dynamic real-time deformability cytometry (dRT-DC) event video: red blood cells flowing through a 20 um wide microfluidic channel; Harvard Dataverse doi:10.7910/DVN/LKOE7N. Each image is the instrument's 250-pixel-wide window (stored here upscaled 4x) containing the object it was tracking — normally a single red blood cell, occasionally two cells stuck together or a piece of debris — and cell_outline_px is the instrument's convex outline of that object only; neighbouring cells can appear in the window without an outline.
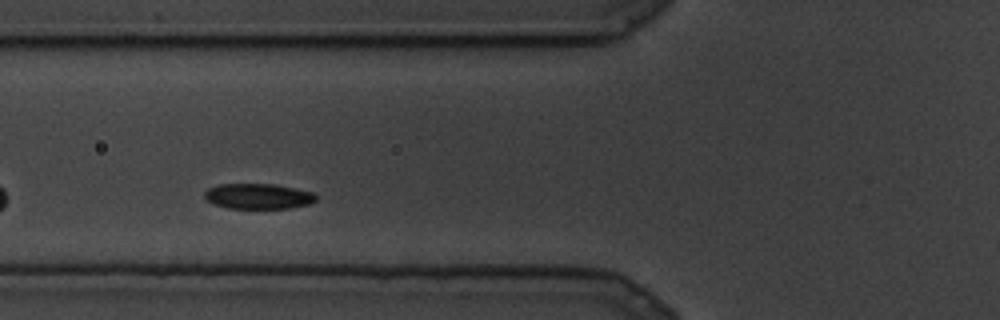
{"species": "common noctule bat (a hibernating species)", "species_latin": "Nyctalus noctula", "temperature_condition": "cold", "stored_images_in_passage": 7, "camera_frame_rate_fps": 3000, "um_per_image_px": 0.085, "animal": {"sex": "male", "body_mass_g": 19.5, "forearm_length_mm": 54.6}, "frame": {"image": 1, "passage_image": 4, "time_ms": 1.0, "image_size_px": [1000, 320], "cell_outline_px": [[316, 200], [308, 204], [292, 208], [228, 208], [216, 204], [208, 200], [204, 196], [204, 192], [208, 188], [220, 184], [276, 184], [312, 192], [316, 196]], "centroid_in_image_um": [21.95, 16.67], "position_along_channel_um": 103.8, "area_um2": 16.36}}
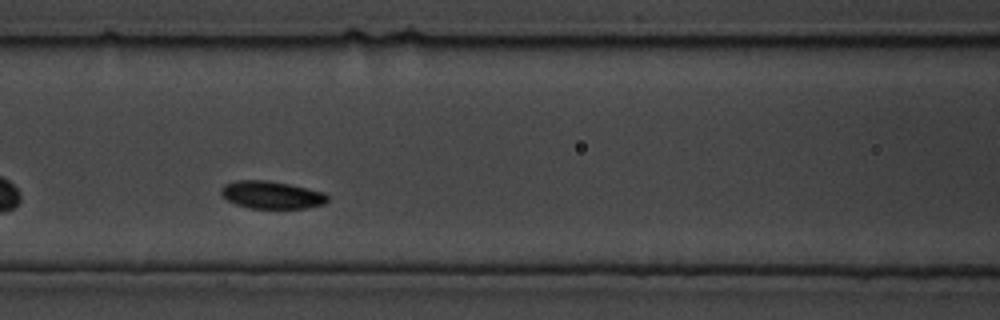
{"frame": {"image": 2, "passage_image": 6, "time_ms": 1.667, "image_size_px": [1000, 320], "cell_outline_px": [[328, 200], [324, 204], [308, 208], [248, 208], [236, 204], [228, 200], [220, 192], [220, 188], [224, 184], [236, 180], [264, 180], [288, 184], [308, 188], [324, 192], [328, 196]], "centroid_in_image_um": [23.09, 16.56], "position_along_channel_um": 143.5, "area_um2": 17.11}}